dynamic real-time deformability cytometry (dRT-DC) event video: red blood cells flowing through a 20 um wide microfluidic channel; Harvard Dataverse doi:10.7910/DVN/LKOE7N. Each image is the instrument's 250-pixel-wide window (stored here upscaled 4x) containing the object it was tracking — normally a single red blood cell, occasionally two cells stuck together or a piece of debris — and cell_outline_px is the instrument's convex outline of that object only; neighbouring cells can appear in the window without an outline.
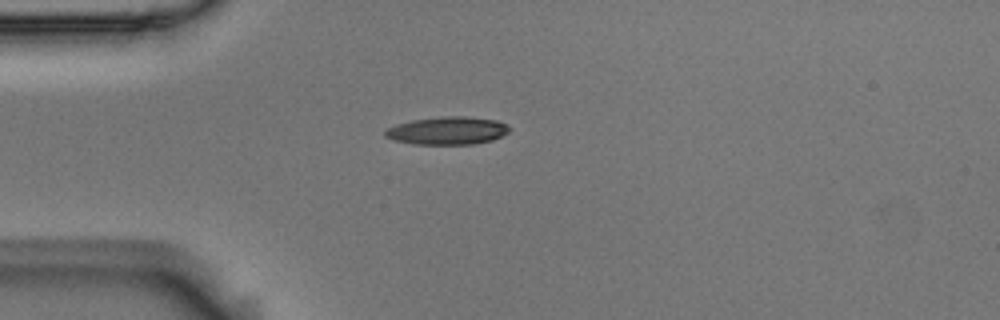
{"species": "Egyptian fruit bat (a non-hibernating species)", "species_latin": "Rousettus aegyptiacus", "temperature_condition": "room temperature", "stored_images_in_passage": 1, "camera_frame_rate_fps": 3000, "um_per_image_px": 0.085, "animal": {"sex": "male"}, "frame": {"image": 1, "passage_image": 1, "time_ms": 0.0, "image_size_px": [1000, 320], "cell_outline_px": [[512, 128], [508, 132], [492, 140], [472, 144], [412, 144], [396, 140], [384, 136], [384, 132], [388, 128], [396, 124], [412, 120], [444, 116], [464, 116], [496, 120], [508, 124]], "centroid_in_image_um": [38.05, 11.1], "position_along_channel_um": 46.9, "area_um2": 20.11}}